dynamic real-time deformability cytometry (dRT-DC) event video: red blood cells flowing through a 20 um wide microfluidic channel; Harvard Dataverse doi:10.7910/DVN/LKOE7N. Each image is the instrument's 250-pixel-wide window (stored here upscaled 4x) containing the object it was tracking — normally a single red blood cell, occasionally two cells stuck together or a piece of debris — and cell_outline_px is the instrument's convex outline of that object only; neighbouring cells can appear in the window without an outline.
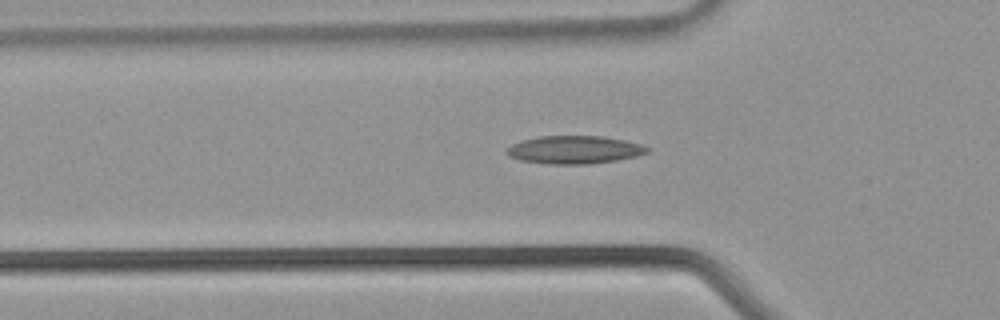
{"species": "common noctule bat (a hibernating species)", "species_latin": "Nyctalus noctula", "temperature_condition": "warm", "stored_images_in_passage": 36, "camera_frame_rate_fps": 3000, "um_per_image_px": 0.085, "animal": {"sex": "male", "body_mass_g": 21.5, "forearm_length_mm": 52.0}, "frame": {"image": 1, "passage_image": 11, "time_ms": 3.333, "image_size_px": [1000, 320], "cell_outline_px": [[652, 148], [648, 152], [636, 156], [616, 160], [588, 164], [548, 164], [520, 160], [508, 156], [504, 152], [512, 144], [524, 140], [540, 136], [600, 136], [624, 140], [640, 144]], "centroid_in_image_um": [48.82, 12.73], "position_along_channel_um": 77.0, "area_um2": 22.83}}
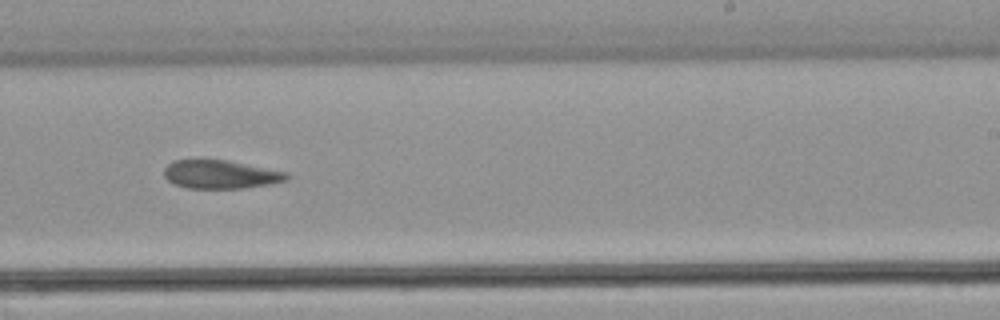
{"frame": {"image": 2, "passage_image": 22, "time_ms": 7.0, "image_size_px": [1000, 320], "cell_outline_px": [[292, 176], [288, 180], [272, 184], [244, 188], [188, 188], [176, 184], [168, 180], [164, 176], [164, 168], [172, 160], [200, 156], [228, 160], [288, 172]], "centroid_in_image_um": [18.74, 14.77], "position_along_channel_um": 270.3, "area_um2": 21.27}}
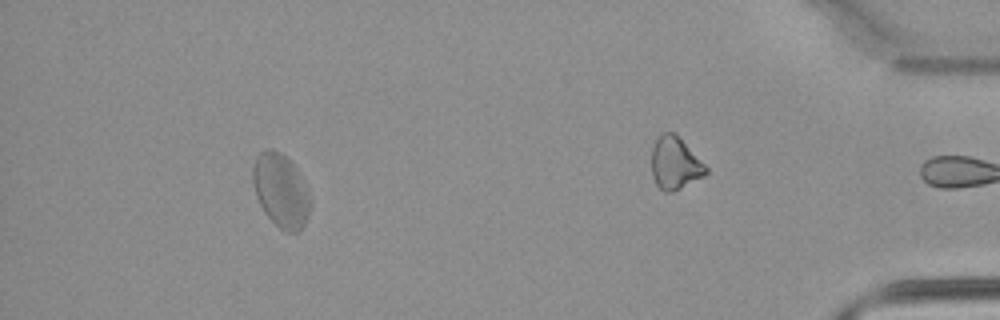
{"frame": {"image": 3, "passage_image": 34, "time_ms": 11.0, "image_size_px": [1000, 320], "cell_outline_px": [[312, 208], [304, 224], [296, 232], [288, 232], [280, 228], [264, 212], [256, 196], [252, 184], [252, 168], [256, 156], [260, 152], [268, 148], [272, 148], [280, 152], [296, 168], [312, 200]], "centroid_in_image_um": [23.86, 16.19], "position_along_channel_um": 411.3, "area_um2": 24.57}}